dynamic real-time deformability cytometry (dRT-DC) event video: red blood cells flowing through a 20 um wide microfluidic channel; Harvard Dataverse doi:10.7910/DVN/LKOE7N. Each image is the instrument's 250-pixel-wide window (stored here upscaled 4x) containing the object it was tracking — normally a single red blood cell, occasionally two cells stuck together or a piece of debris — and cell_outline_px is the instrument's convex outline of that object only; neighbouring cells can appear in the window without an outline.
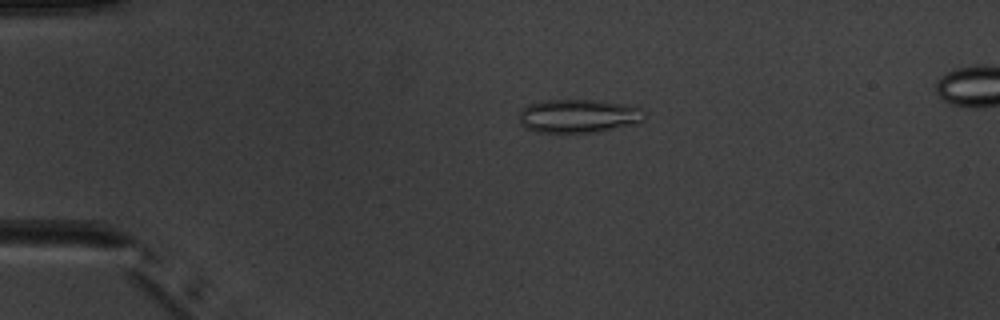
{"species": "common noctule bat (a hibernating species)", "species_latin": "Nyctalus noctula", "temperature_condition": "warm", "stored_images_in_passage": 5, "camera_frame_rate_fps": 3000, "um_per_image_px": 0.085, "animal": {"sex": "male", "body_mass_g": 20.1, "forearm_length_mm": 53.5}, "frame": {"image": 1, "passage_image": 3, "time_ms": 3.0, "image_size_px": [1000, 320], "cell_outline_px": [[644, 120], [636, 124], [596, 132], [536, 132], [524, 128], [520, 124], [520, 112], [528, 104], [544, 100], [592, 100], [624, 104], [644, 108]], "centroid_in_image_um": [49.18, 9.86], "position_along_channel_um": 35.8, "area_um2": 24.57}}